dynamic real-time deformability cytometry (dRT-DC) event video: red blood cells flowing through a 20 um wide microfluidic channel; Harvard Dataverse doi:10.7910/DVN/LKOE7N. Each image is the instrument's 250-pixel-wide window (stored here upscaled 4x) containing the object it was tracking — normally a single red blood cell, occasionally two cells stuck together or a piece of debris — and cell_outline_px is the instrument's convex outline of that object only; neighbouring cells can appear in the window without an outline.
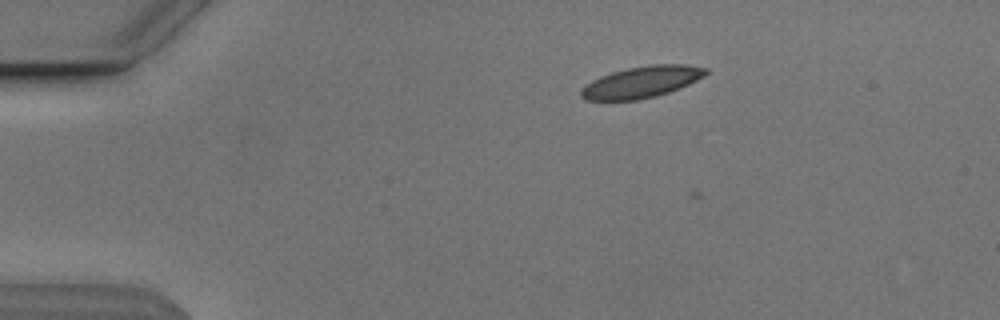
{"species": "Egyptian fruit bat (a non-hibernating species)", "species_latin": "Rousettus aegyptiacus", "temperature_condition": "cold", "stored_images_in_passage": 2, "camera_frame_rate_fps": 3000, "um_per_image_px": 0.085, "animal": {"sex": "male"}, "frame": {"image": 1, "passage_image": 1, "time_ms": 0.0, "image_size_px": [1000, 320], "cell_outline_px": [[708, 72], [704, 76], [680, 88], [656, 96], [636, 100], [584, 100], [580, 96], [580, 88], [592, 80], [600, 76], [612, 72], [628, 68], [652, 64], [684, 64], [708, 68]], "centroid_in_image_um": [54.52, 6.97], "position_along_channel_um": 30.5, "area_um2": 22.89}}